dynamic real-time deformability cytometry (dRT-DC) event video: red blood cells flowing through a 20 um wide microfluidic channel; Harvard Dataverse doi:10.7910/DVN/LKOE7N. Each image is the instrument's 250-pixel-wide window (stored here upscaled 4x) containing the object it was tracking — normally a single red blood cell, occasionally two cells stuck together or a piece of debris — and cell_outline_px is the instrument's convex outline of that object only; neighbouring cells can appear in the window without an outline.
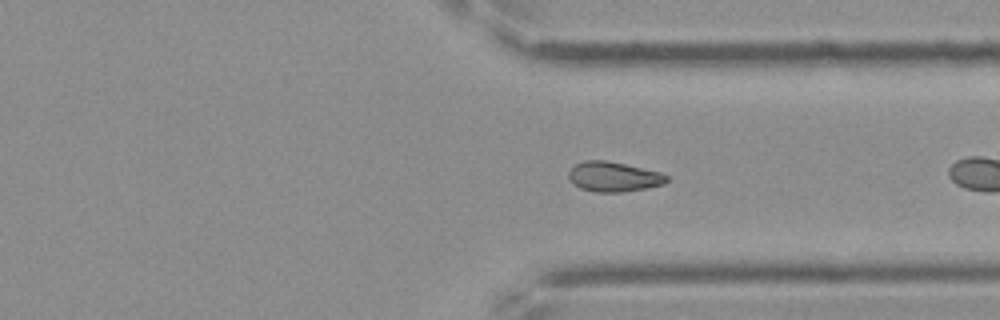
{"species": "Egyptian fruit bat (a non-hibernating species)", "species_latin": "Rousettus aegyptiacus", "temperature_condition": "cold", "stored_images_in_passage": 31, "camera_frame_rate_fps": 3000, "um_per_image_px": 0.085, "frame": {"image": 1, "passage_image": 27, "time_ms": 8.667, "image_size_px": [1000, 320], "cell_outline_px": [[668, 180], [664, 184], [644, 188], [620, 192], [596, 192], [580, 188], [568, 176], [568, 172], [576, 164], [584, 160], [604, 160], [624, 164], [660, 172], [668, 176]], "centroid_in_image_um": [52.16, 15.02], "position_along_channel_um": 359.2, "area_um2": 16.76}}